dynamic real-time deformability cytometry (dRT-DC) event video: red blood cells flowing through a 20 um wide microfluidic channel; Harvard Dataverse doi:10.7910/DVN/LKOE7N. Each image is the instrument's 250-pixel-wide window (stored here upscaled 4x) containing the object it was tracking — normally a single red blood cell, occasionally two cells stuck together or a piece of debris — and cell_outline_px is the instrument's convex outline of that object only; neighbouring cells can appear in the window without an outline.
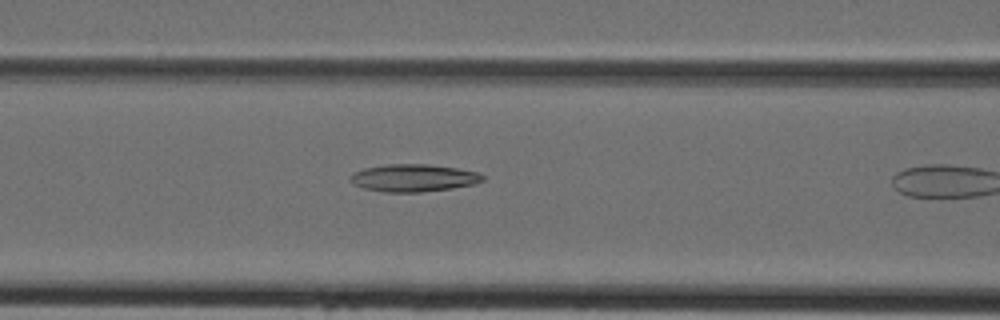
{"species": "Egyptian fruit bat (a non-hibernating species)", "species_latin": "Rousettus aegyptiacus", "temperature_condition": "cold", "stored_images_in_passage": 11, "camera_frame_rate_fps": 3000, "um_per_image_px": 0.085, "animal": {"sex": "female"}, "frame": {"image": 1, "passage_image": 10, "time_ms": 3.0, "image_size_px": [1000, 320], "cell_outline_px": [[484, 180], [472, 184], [452, 188], [420, 192], [384, 192], [364, 188], [352, 184], [348, 176], [352, 172], [364, 168], [388, 164], [428, 164], [456, 168], [476, 172], [484, 176]], "centroid_in_image_um": [35.08, 15.12], "position_along_channel_um": 131.5, "area_um2": 21.15}}